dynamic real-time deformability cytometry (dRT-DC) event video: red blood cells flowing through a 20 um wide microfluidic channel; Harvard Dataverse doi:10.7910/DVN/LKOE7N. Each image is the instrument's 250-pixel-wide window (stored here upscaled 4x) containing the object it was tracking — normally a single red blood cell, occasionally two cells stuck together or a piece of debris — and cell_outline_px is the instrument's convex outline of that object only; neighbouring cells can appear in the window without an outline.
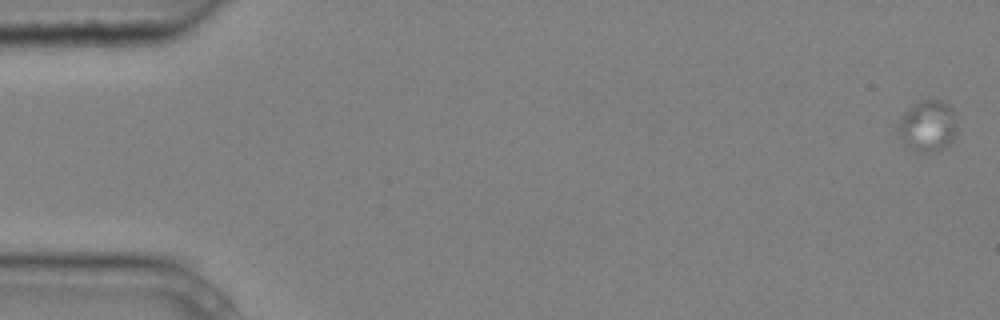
{"species": "common noctule bat (a hibernating species)", "species_latin": "Nyctalus noctula", "temperature_condition": "cold", "stored_images_in_passage": 7, "segment_of_instrument_passage": [1, 2], "camera_frame_rate_fps": 3000, "um_per_image_px": 0.085, "animal": {"sex": "male", "body_mass_g": 20.4}, "frame": {"image": 1, "passage_image": 1, "time_ms": 0.0, "image_size_px": [1000, 320], "cell_outline_px": [[956, 132], [952, 140], [948, 144], [940, 148], [928, 152], [920, 152], [912, 148], [900, 136], [896, 128], [896, 124], [900, 116], [912, 104], [924, 100], [940, 100], [948, 104], [956, 112]], "centroid_in_image_um": [78.85, 10.65], "position_along_channel_um": 6.1, "area_um2": 17.51}}
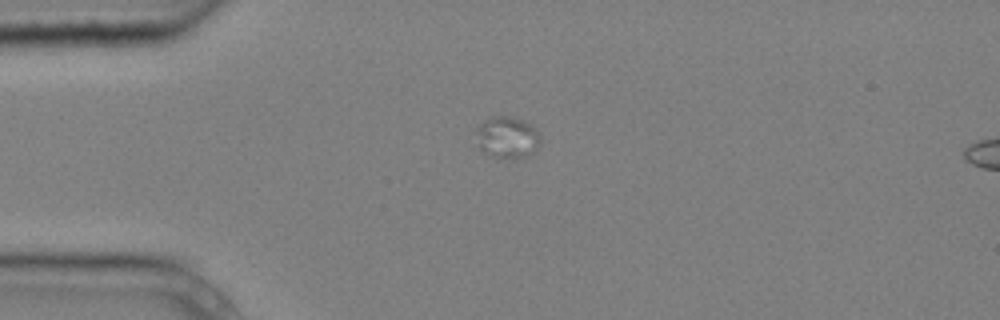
{"frame": {"image": 2, "passage_image": 5, "time_ms": 1.333, "image_size_px": [1000, 320], "cell_outline_px": [[540, 144], [532, 152], [524, 156], [512, 160], [500, 160], [484, 152], [480, 148], [476, 132], [480, 124], [484, 120], [496, 116], [512, 116], [524, 120], [536, 128], [540, 136]], "centroid_in_image_um": [43.13, 11.69], "position_along_channel_um": 41.9, "area_um2": 15.78}}